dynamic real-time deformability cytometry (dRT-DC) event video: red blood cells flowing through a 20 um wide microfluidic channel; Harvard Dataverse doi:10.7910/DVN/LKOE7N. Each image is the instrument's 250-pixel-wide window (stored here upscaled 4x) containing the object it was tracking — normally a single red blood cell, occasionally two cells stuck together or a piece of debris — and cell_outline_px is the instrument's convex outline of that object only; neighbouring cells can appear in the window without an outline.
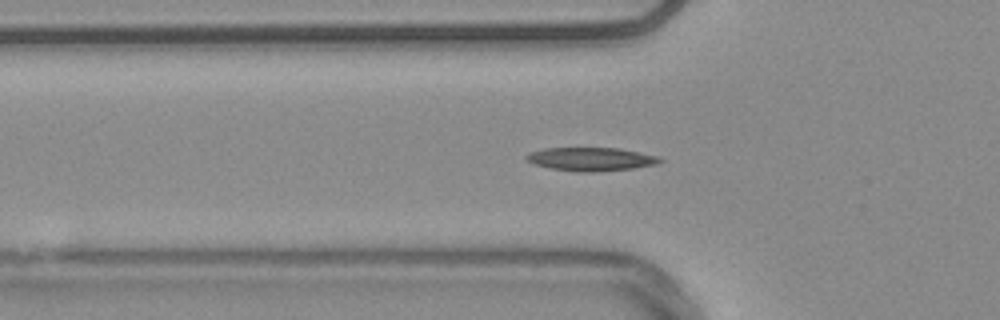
{"species": "common noctule bat (a hibernating species)", "species_latin": "Nyctalus noctula", "temperature_condition": "warm", "stored_images_in_passage": 44, "camera_frame_rate_fps": 3000, "um_per_image_px": 0.085, "animal": {"sex": "male", "body_mass_g": 20.4}, "frame": {"image": 1, "passage_image": 7, "time_ms": 2.0, "image_size_px": [1000, 320], "cell_outline_px": [[664, 160], [656, 164], [632, 168], [592, 172], [576, 172], [552, 168], [536, 164], [528, 160], [524, 156], [532, 152], [544, 148], [620, 148], [660, 156]], "centroid_in_image_um": [50.29, 13.52], "position_along_channel_um": 75.5, "area_um2": 18.09}, "authors_computed_cell_mechanics": {"area_um2": 16.9932, "velocity_mm_per_s": 3.7684, "shape_relaxation_time_tau1_ms": 10.3614, "shape_relaxation_time_tau2_ms": 10.2236, "deformation_change_tau1": 0.2127, "deformation_change_tau2": 0.1653}}